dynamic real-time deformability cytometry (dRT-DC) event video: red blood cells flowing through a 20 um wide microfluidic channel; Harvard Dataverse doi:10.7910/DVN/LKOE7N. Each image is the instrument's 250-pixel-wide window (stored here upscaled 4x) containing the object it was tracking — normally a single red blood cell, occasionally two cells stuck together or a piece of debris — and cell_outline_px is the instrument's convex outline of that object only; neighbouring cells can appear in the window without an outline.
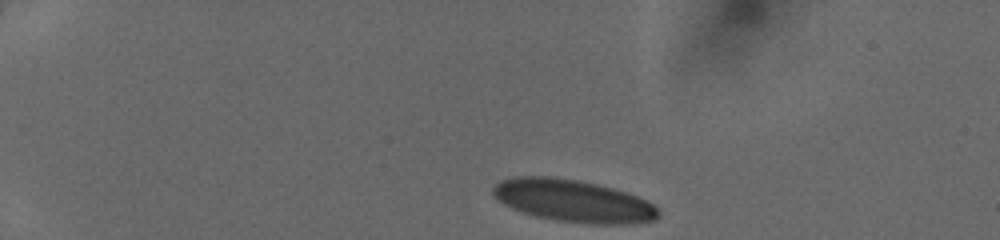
{"species": "human", "species_latin": "Homo sapiens", "temperature_condition": "cold", "stored_images_in_passage": 35, "camera_frame_rate_fps": 3000, "um_per_image_px": 0.085, "donor": {"sex": "female"}, "frame": {"image": 1, "passage_image": 1, "time_ms": 0.0, "image_size_px": [1000, 240], "cell_outline_px": [[660, 216], [652, 220], [624, 224], [588, 224], [556, 220], [536, 216], [512, 208], [504, 204], [492, 192], [492, 188], [500, 180], [516, 176], [548, 176], [576, 180], [596, 184], [612, 188], [636, 196], [652, 204], [660, 212]], "centroid_in_image_um": [48.7, 17.07], "position_along_channel_um": 36.3, "area_um2": 40.29}}
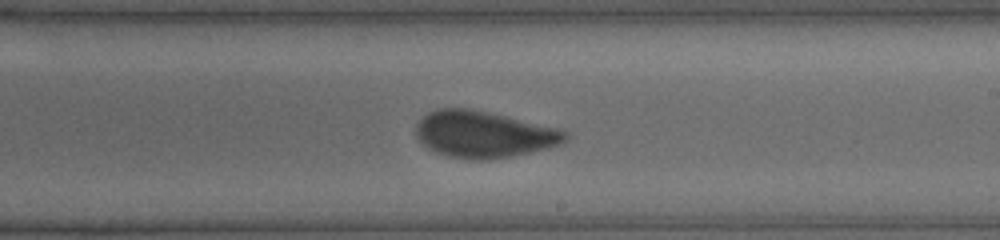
{"frame": {"image": 2, "passage_image": 22, "time_ms": 7.0, "image_size_px": [1000, 240], "cell_outline_px": [[568, 140], [548, 148], [512, 156], [488, 160], [472, 160], [448, 156], [436, 152], [428, 148], [416, 136], [416, 124], [428, 112], [436, 108], [468, 108], [488, 112], [556, 128], [568, 132]], "centroid_in_image_um": [41.1, 11.42], "position_along_channel_um": 247.9, "area_um2": 40.29}}
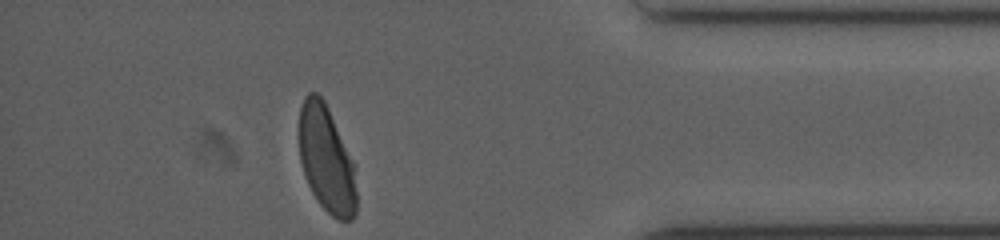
{"frame": {"image": 3, "passage_image": 35, "time_ms": 11.333, "image_size_px": [1000, 240], "cell_outline_px": [[356, 212], [352, 220], [340, 220], [332, 216], [320, 204], [312, 192], [308, 184], [300, 160], [300, 108], [304, 96], [308, 92], [316, 92], [324, 100], [356, 164]], "centroid_in_image_um": [27.78, 13.54], "position_along_channel_um": 407.4, "area_um2": 35.89}}